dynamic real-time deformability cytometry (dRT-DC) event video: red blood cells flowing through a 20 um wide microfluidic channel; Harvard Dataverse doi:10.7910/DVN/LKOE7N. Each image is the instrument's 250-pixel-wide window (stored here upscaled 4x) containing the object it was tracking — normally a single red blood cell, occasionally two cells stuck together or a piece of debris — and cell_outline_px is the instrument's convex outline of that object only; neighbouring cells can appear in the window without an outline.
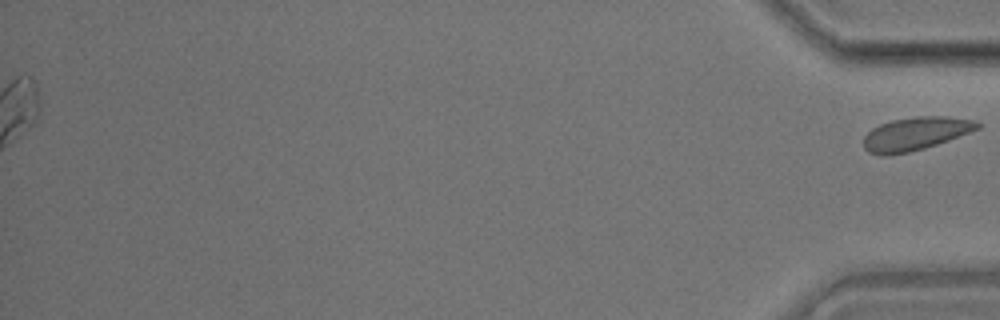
{"species": "common noctule bat (a hibernating species)", "species_latin": "Nyctalus noctula", "temperature_condition": "room temperature", "stored_images_in_passage": 35, "segment_of_instrument_passage": [2, 2], "camera_frame_rate_fps": 3000, "um_per_image_px": 0.085, "animal": {"sex": "male", "body_mass_g": 17.9}, "frame": {"image": 1, "passage_image": 35, "time_ms": 11.333, "image_size_px": [1000, 320], "cell_outline_px": [[980, 128], [948, 140], [924, 148], [908, 152], [884, 156], [868, 152], [864, 148], [864, 136], [872, 128], [880, 124], [892, 120], [916, 116], [944, 116], [972, 120], [980, 124]], "centroid_in_image_um": [77.78, 11.36], "position_along_channel_um": 357.4, "area_um2": 21.79}}